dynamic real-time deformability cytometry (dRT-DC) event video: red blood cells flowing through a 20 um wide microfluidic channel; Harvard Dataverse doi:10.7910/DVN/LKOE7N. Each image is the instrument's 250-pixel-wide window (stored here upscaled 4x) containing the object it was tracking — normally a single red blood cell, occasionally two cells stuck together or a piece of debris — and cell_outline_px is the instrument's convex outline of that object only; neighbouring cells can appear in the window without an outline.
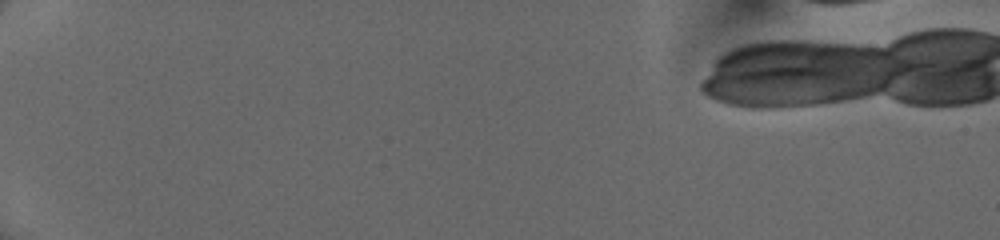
{"species": "human", "species_latin": "Homo sapiens", "temperature_condition": "cold", "stored_images_in_passage": 4, "camera_frame_rate_fps": 3000, "um_per_image_px": 0.085, "donor": {"sex": "female"}, "frame": {"image": 1, "passage_image": 3, "time_ms": 0.667, "image_size_px": [1000, 240], "cell_outline_px": [[836, 52], [820, 72], [752, 76], [724, 60], [740, 52], [752, 48], [832, 48]], "centroid_in_image_um": [66.43, 5.15], "position_along_channel_um": 18.6, "area_um2": 17.28}}